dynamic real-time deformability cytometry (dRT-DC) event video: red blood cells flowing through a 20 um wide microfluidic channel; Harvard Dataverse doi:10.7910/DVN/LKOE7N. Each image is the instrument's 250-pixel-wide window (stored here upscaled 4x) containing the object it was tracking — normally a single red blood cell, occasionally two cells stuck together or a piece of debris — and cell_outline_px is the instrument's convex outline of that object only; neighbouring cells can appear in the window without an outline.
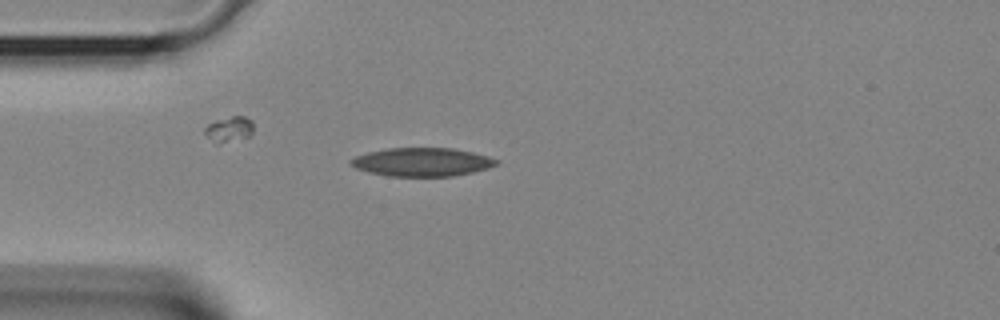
{"species": "Egyptian fruit bat (a non-hibernating species)", "species_latin": "Rousettus aegyptiacus", "temperature_condition": "room temperature", "stored_images_in_passage": 28, "camera_frame_rate_fps": 3000, "um_per_image_px": 0.085, "animal": {"sex": "female"}, "frame": {"image": 1, "passage_image": 1, "time_ms": 0.0, "image_size_px": [1000, 320], "cell_outline_px": [[500, 164], [488, 168], [472, 172], [452, 176], [388, 176], [368, 172], [356, 168], [348, 164], [348, 160], [356, 156], [368, 152], [388, 148], [452, 148], [472, 152], [488, 156], [500, 160]], "centroid_in_image_um": [35.87, 13.77], "position_along_channel_um": 49.1, "area_um2": 24.28}}
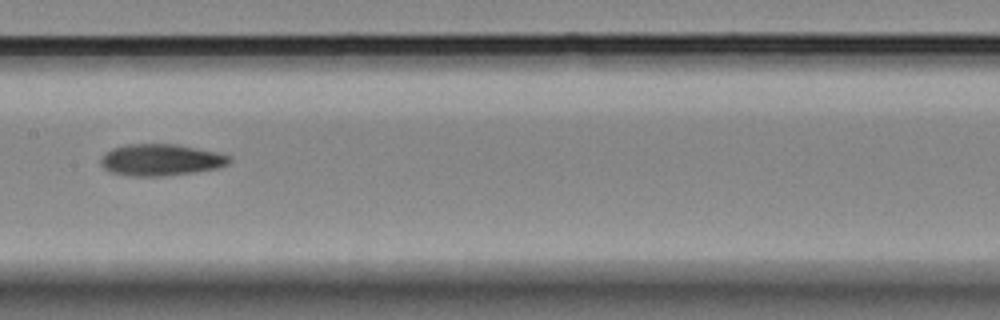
{"frame": {"image": 2, "passage_image": 10, "time_ms": 3.0, "image_size_px": [1000, 320], "cell_outline_px": [[232, 160], [228, 164], [216, 168], [192, 172], [164, 176], [132, 176], [112, 172], [104, 168], [100, 164], [100, 160], [104, 152], [112, 148], [128, 144], [176, 144], [220, 152], [232, 156]], "centroid_in_image_um": [13.69, 13.58], "position_along_channel_um": 193.7, "area_um2": 23.81}}
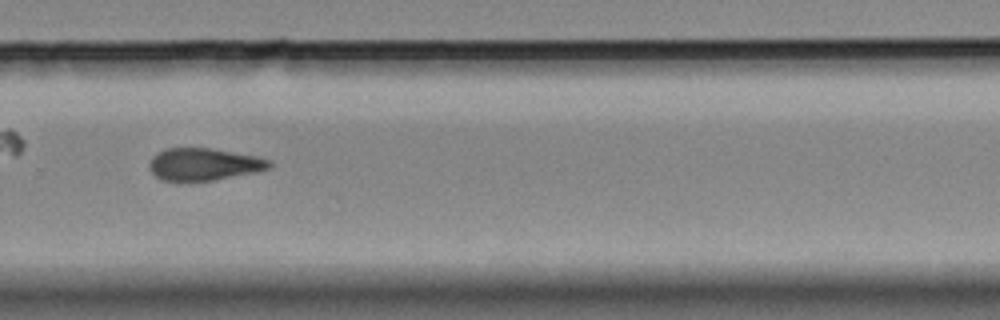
{"frame": {"image": 3, "passage_image": 17, "time_ms": 5.333, "image_size_px": [1000, 320], "cell_outline_px": [[272, 168], [256, 172], [212, 180], [160, 180], [148, 168], [148, 164], [152, 156], [156, 152], [164, 148], [212, 148], [256, 156], [268, 160], [272, 164]], "centroid_in_image_um": [17.3, 13.95], "position_along_channel_um": 312.5, "area_um2": 22.54}}